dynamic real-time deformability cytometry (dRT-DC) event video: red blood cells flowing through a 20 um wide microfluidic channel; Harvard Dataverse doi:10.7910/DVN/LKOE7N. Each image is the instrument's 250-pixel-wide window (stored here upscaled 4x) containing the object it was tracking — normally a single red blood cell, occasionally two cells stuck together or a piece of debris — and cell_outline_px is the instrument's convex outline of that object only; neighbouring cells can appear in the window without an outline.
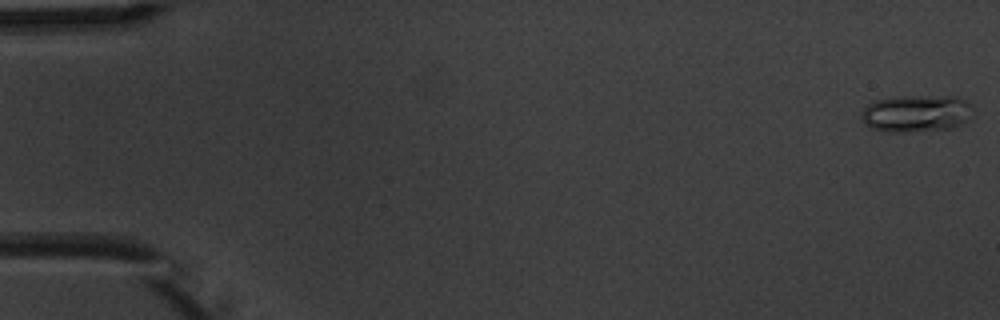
{"species": "common noctule bat (a hibernating species)", "species_latin": "Nyctalus noctula", "temperature_condition": "warm", "stored_images_in_passage": 5, "camera_frame_rate_fps": 3000, "um_per_image_px": 0.085, "animal": {"sex": "male", "body_mass_g": 20.1, "forearm_length_mm": 53.5}, "frame": {"image": 1, "passage_image": 1, "time_ms": 0.0, "image_size_px": [1000, 320], "cell_outline_px": [[972, 120], [964, 124], [952, 128], [904, 132], [888, 132], [872, 128], [864, 124], [860, 120], [860, 112], [868, 104], [876, 100], [892, 96], [956, 96], [972, 104]], "centroid_in_image_um": [77.9, 9.64], "position_along_channel_um": 7.1, "area_um2": 24.74}}